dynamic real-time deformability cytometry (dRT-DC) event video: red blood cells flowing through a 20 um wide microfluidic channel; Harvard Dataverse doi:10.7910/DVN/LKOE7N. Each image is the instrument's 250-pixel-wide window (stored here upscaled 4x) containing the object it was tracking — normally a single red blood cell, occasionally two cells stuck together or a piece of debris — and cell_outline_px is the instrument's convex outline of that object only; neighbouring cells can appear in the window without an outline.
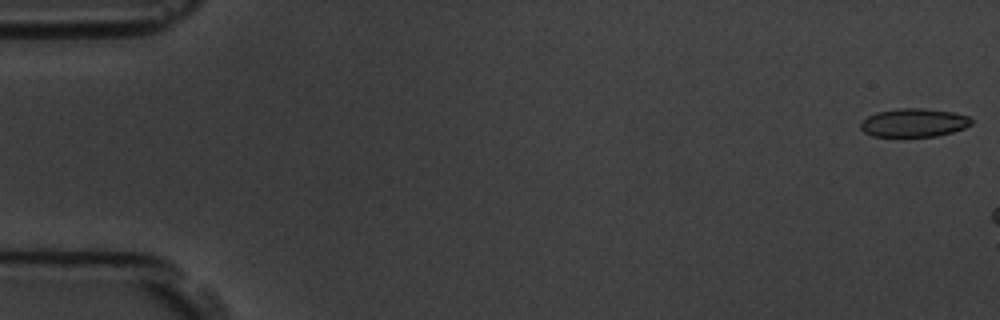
{"species": "common noctule bat (a hibernating species)", "species_latin": "Nyctalus noctula", "temperature_condition": "room temperature", "stored_images_in_passage": 3, "camera_frame_rate_fps": 3000, "um_per_image_px": 0.085, "animal": {"sex": "male", "body_mass_g": 19.5, "forearm_length_mm": 54.6}, "frame": {"image": 1, "passage_image": 1, "time_ms": 0.0, "image_size_px": [1000, 320], "cell_outline_px": [[972, 124], [964, 128], [952, 132], [936, 136], [872, 136], [864, 132], [860, 128], [860, 124], [868, 116], [876, 112], [896, 108], [924, 108], [952, 112], [968, 116], [972, 120]], "centroid_in_image_um": [77.67, 10.42], "position_along_channel_um": 7.3, "area_um2": 18.32}}